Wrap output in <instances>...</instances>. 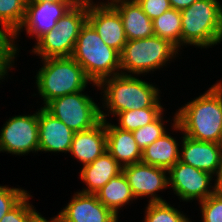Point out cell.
<instances>
[{"label":"cell","instance_id":"obj_35","mask_svg":"<svg viewBox=\"0 0 222 222\" xmlns=\"http://www.w3.org/2000/svg\"><path fill=\"white\" fill-rule=\"evenodd\" d=\"M214 177H216L215 183H214L215 193H217L219 196L222 197V168L219 170L217 175Z\"/></svg>","mask_w":222,"mask_h":222},{"label":"cell","instance_id":"obj_36","mask_svg":"<svg viewBox=\"0 0 222 222\" xmlns=\"http://www.w3.org/2000/svg\"><path fill=\"white\" fill-rule=\"evenodd\" d=\"M43 2H78V0H26V3H43Z\"/></svg>","mask_w":222,"mask_h":222},{"label":"cell","instance_id":"obj_10","mask_svg":"<svg viewBox=\"0 0 222 222\" xmlns=\"http://www.w3.org/2000/svg\"><path fill=\"white\" fill-rule=\"evenodd\" d=\"M168 175L169 187L183 201L201 202L215 192V186L210 185L215 178L213 175L181 161H177L168 170Z\"/></svg>","mask_w":222,"mask_h":222},{"label":"cell","instance_id":"obj_38","mask_svg":"<svg viewBox=\"0 0 222 222\" xmlns=\"http://www.w3.org/2000/svg\"><path fill=\"white\" fill-rule=\"evenodd\" d=\"M6 77L0 72V80L5 79Z\"/></svg>","mask_w":222,"mask_h":222},{"label":"cell","instance_id":"obj_2","mask_svg":"<svg viewBox=\"0 0 222 222\" xmlns=\"http://www.w3.org/2000/svg\"><path fill=\"white\" fill-rule=\"evenodd\" d=\"M98 88L103 93L102 107L117 116L120 112L147 107H162L159 88L135 75H115L103 79Z\"/></svg>","mask_w":222,"mask_h":222},{"label":"cell","instance_id":"obj_3","mask_svg":"<svg viewBox=\"0 0 222 222\" xmlns=\"http://www.w3.org/2000/svg\"><path fill=\"white\" fill-rule=\"evenodd\" d=\"M71 57L93 83L99 84L107 77L121 74L120 53L105 44L88 21L80 30Z\"/></svg>","mask_w":222,"mask_h":222},{"label":"cell","instance_id":"obj_11","mask_svg":"<svg viewBox=\"0 0 222 222\" xmlns=\"http://www.w3.org/2000/svg\"><path fill=\"white\" fill-rule=\"evenodd\" d=\"M77 4L78 2L26 3L24 20L19 29L12 35V46L15 56L19 53L15 40L19 37L23 28H25L27 35L35 36L36 41H38L54 28L59 19Z\"/></svg>","mask_w":222,"mask_h":222},{"label":"cell","instance_id":"obj_25","mask_svg":"<svg viewBox=\"0 0 222 222\" xmlns=\"http://www.w3.org/2000/svg\"><path fill=\"white\" fill-rule=\"evenodd\" d=\"M26 10V0H0V26L11 36L21 26Z\"/></svg>","mask_w":222,"mask_h":222},{"label":"cell","instance_id":"obj_37","mask_svg":"<svg viewBox=\"0 0 222 222\" xmlns=\"http://www.w3.org/2000/svg\"><path fill=\"white\" fill-rule=\"evenodd\" d=\"M115 0H108L107 3H112ZM78 3H82V4H93L95 2H93V0H78Z\"/></svg>","mask_w":222,"mask_h":222},{"label":"cell","instance_id":"obj_21","mask_svg":"<svg viewBox=\"0 0 222 222\" xmlns=\"http://www.w3.org/2000/svg\"><path fill=\"white\" fill-rule=\"evenodd\" d=\"M177 140L166 132L142 151L141 162L169 170L180 160Z\"/></svg>","mask_w":222,"mask_h":222},{"label":"cell","instance_id":"obj_22","mask_svg":"<svg viewBox=\"0 0 222 222\" xmlns=\"http://www.w3.org/2000/svg\"><path fill=\"white\" fill-rule=\"evenodd\" d=\"M96 196L98 200L117 217L118 210L121 207L129 204L130 201L134 199L136 200L123 172L113 177L96 193Z\"/></svg>","mask_w":222,"mask_h":222},{"label":"cell","instance_id":"obj_19","mask_svg":"<svg viewBox=\"0 0 222 222\" xmlns=\"http://www.w3.org/2000/svg\"><path fill=\"white\" fill-rule=\"evenodd\" d=\"M120 14L127 40L154 35L152 20L144 13L136 0H115L110 3Z\"/></svg>","mask_w":222,"mask_h":222},{"label":"cell","instance_id":"obj_14","mask_svg":"<svg viewBox=\"0 0 222 222\" xmlns=\"http://www.w3.org/2000/svg\"><path fill=\"white\" fill-rule=\"evenodd\" d=\"M58 214L61 222H118V217L106 208L96 194L76 192Z\"/></svg>","mask_w":222,"mask_h":222},{"label":"cell","instance_id":"obj_26","mask_svg":"<svg viewBox=\"0 0 222 222\" xmlns=\"http://www.w3.org/2000/svg\"><path fill=\"white\" fill-rule=\"evenodd\" d=\"M144 222H192L177 208L166 202L148 203Z\"/></svg>","mask_w":222,"mask_h":222},{"label":"cell","instance_id":"obj_32","mask_svg":"<svg viewBox=\"0 0 222 222\" xmlns=\"http://www.w3.org/2000/svg\"><path fill=\"white\" fill-rule=\"evenodd\" d=\"M144 13L154 20L171 8L169 0H136Z\"/></svg>","mask_w":222,"mask_h":222},{"label":"cell","instance_id":"obj_5","mask_svg":"<svg viewBox=\"0 0 222 222\" xmlns=\"http://www.w3.org/2000/svg\"><path fill=\"white\" fill-rule=\"evenodd\" d=\"M181 12V46L200 48L222 41V5L218 0H197Z\"/></svg>","mask_w":222,"mask_h":222},{"label":"cell","instance_id":"obj_18","mask_svg":"<svg viewBox=\"0 0 222 222\" xmlns=\"http://www.w3.org/2000/svg\"><path fill=\"white\" fill-rule=\"evenodd\" d=\"M106 146L105 120H101L88 130L74 133L69 153L85 166L107 151Z\"/></svg>","mask_w":222,"mask_h":222},{"label":"cell","instance_id":"obj_16","mask_svg":"<svg viewBox=\"0 0 222 222\" xmlns=\"http://www.w3.org/2000/svg\"><path fill=\"white\" fill-rule=\"evenodd\" d=\"M37 110L39 151L69 153L75 132L65 123L50 114L44 107H40V110Z\"/></svg>","mask_w":222,"mask_h":222},{"label":"cell","instance_id":"obj_30","mask_svg":"<svg viewBox=\"0 0 222 222\" xmlns=\"http://www.w3.org/2000/svg\"><path fill=\"white\" fill-rule=\"evenodd\" d=\"M201 205L203 222H222V197L213 193L204 201L199 202Z\"/></svg>","mask_w":222,"mask_h":222},{"label":"cell","instance_id":"obj_4","mask_svg":"<svg viewBox=\"0 0 222 222\" xmlns=\"http://www.w3.org/2000/svg\"><path fill=\"white\" fill-rule=\"evenodd\" d=\"M43 66L36 73V87L44 106L54 98L84 91L88 83L98 88L71 56L42 59ZM92 82V83H91Z\"/></svg>","mask_w":222,"mask_h":222},{"label":"cell","instance_id":"obj_12","mask_svg":"<svg viewBox=\"0 0 222 222\" xmlns=\"http://www.w3.org/2000/svg\"><path fill=\"white\" fill-rule=\"evenodd\" d=\"M134 197H149L148 203L166 202L158 191L169 187L168 170L142 162L122 167Z\"/></svg>","mask_w":222,"mask_h":222},{"label":"cell","instance_id":"obj_28","mask_svg":"<svg viewBox=\"0 0 222 222\" xmlns=\"http://www.w3.org/2000/svg\"><path fill=\"white\" fill-rule=\"evenodd\" d=\"M16 57L13 52L12 36L3 27H0V72L4 76H7L8 71L14 66Z\"/></svg>","mask_w":222,"mask_h":222},{"label":"cell","instance_id":"obj_7","mask_svg":"<svg viewBox=\"0 0 222 222\" xmlns=\"http://www.w3.org/2000/svg\"><path fill=\"white\" fill-rule=\"evenodd\" d=\"M87 15L88 4L78 3L72 7L54 28L36 42L32 52L38 54L40 59L72 56Z\"/></svg>","mask_w":222,"mask_h":222},{"label":"cell","instance_id":"obj_39","mask_svg":"<svg viewBox=\"0 0 222 222\" xmlns=\"http://www.w3.org/2000/svg\"><path fill=\"white\" fill-rule=\"evenodd\" d=\"M219 146H220L221 151H222V136H221V139H220V142H219Z\"/></svg>","mask_w":222,"mask_h":222},{"label":"cell","instance_id":"obj_31","mask_svg":"<svg viewBox=\"0 0 222 222\" xmlns=\"http://www.w3.org/2000/svg\"><path fill=\"white\" fill-rule=\"evenodd\" d=\"M30 197L32 195L28 193L14 208L4 215L0 222H28L36 212L35 206L29 203Z\"/></svg>","mask_w":222,"mask_h":222},{"label":"cell","instance_id":"obj_6","mask_svg":"<svg viewBox=\"0 0 222 222\" xmlns=\"http://www.w3.org/2000/svg\"><path fill=\"white\" fill-rule=\"evenodd\" d=\"M179 51L170 41L156 35L128 40L120 53L121 74L138 76L163 68Z\"/></svg>","mask_w":222,"mask_h":222},{"label":"cell","instance_id":"obj_33","mask_svg":"<svg viewBox=\"0 0 222 222\" xmlns=\"http://www.w3.org/2000/svg\"><path fill=\"white\" fill-rule=\"evenodd\" d=\"M195 1L197 0H169V3L171 8L181 11L189 7Z\"/></svg>","mask_w":222,"mask_h":222},{"label":"cell","instance_id":"obj_15","mask_svg":"<svg viewBox=\"0 0 222 222\" xmlns=\"http://www.w3.org/2000/svg\"><path fill=\"white\" fill-rule=\"evenodd\" d=\"M181 137L179 161L216 176L222 168V151L219 143L197 141L185 135Z\"/></svg>","mask_w":222,"mask_h":222},{"label":"cell","instance_id":"obj_27","mask_svg":"<svg viewBox=\"0 0 222 222\" xmlns=\"http://www.w3.org/2000/svg\"><path fill=\"white\" fill-rule=\"evenodd\" d=\"M163 115L162 113L152 123L132 131L133 137L142 151L167 132Z\"/></svg>","mask_w":222,"mask_h":222},{"label":"cell","instance_id":"obj_29","mask_svg":"<svg viewBox=\"0 0 222 222\" xmlns=\"http://www.w3.org/2000/svg\"><path fill=\"white\" fill-rule=\"evenodd\" d=\"M29 192L21 188L0 186V221L14 208Z\"/></svg>","mask_w":222,"mask_h":222},{"label":"cell","instance_id":"obj_1","mask_svg":"<svg viewBox=\"0 0 222 222\" xmlns=\"http://www.w3.org/2000/svg\"><path fill=\"white\" fill-rule=\"evenodd\" d=\"M173 121L172 129L191 139L219 143L222 136V81L183 105Z\"/></svg>","mask_w":222,"mask_h":222},{"label":"cell","instance_id":"obj_13","mask_svg":"<svg viewBox=\"0 0 222 222\" xmlns=\"http://www.w3.org/2000/svg\"><path fill=\"white\" fill-rule=\"evenodd\" d=\"M96 3L88 4L87 21L93 26L105 44L121 53L128 41L121 16L110 3Z\"/></svg>","mask_w":222,"mask_h":222},{"label":"cell","instance_id":"obj_17","mask_svg":"<svg viewBox=\"0 0 222 222\" xmlns=\"http://www.w3.org/2000/svg\"><path fill=\"white\" fill-rule=\"evenodd\" d=\"M109 114L101 110V119L105 120L107 146L109 154L122 166L140 163L142 150L138 147L131 131L118 128L107 121Z\"/></svg>","mask_w":222,"mask_h":222},{"label":"cell","instance_id":"obj_23","mask_svg":"<svg viewBox=\"0 0 222 222\" xmlns=\"http://www.w3.org/2000/svg\"><path fill=\"white\" fill-rule=\"evenodd\" d=\"M154 35L170 41L178 49L181 48V12L170 8L152 20Z\"/></svg>","mask_w":222,"mask_h":222},{"label":"cell","instance_id":"obj_8","mask_svg":"<svg viewBox=\"0 0 222 222\" xmlns=\"http://www.w3.org/2000/svg\"><path fill=\"white\" fill-rule=\"evenodd\" d=\"M82 92L84 91L54 98L43 107L72 131L88 130L102 120L101 107Z\"/></svg>","mask_w":222,"mask_h":222},{"label":"cell","instance_id":"obj_9","mask_svg":"<svg viewBox=\"0 0 222 222\" xmlns=\"http://www.w3.org/2000/svg\"><path fill=\"white\" fill-rule=\"evenodd\" d=\"M38 111L9 118L0 131V152L27 155L39 152Z\"/></svg>","mask_w":222,"mask_h":222},{"label":"cell","instance_id":"obj_20","mask_svg":"<svg viewBox=\"0 0 222 222\" xmlns=\"http://www.w3.org/2000/svg\"><path fill=\"white\" fill-rule=\"evenodd\" d=\"M122 172V166L105 151L92 163L81 168L80 179L86 184L82 193L96 194L113 177Z\"/></svg>","mask_w":222,"mask_h":222},{"label":"cell","instance_id":"obj_34","mask_svg":"<svg viewBox=\"0 0 222 222\" xmlns=\"http://www.w3.org/2000/svg\"><path fill=\"white\" fill-rule=\"evenodd\" d=\"M28 222H61V219L58 214L57 216L50 218V220H47L37 211L30 217Z\"/></svg>","mask_w":222,"mask_h":222},{"label":"cell","instance_id":"obj_24","mask_svg":"<svg viewBox=\"0 0 222 222\" xmlns=\"http://www.w3.org/2000/svg\"><path fill=\"white\" fill-rule=\"evenodd\" d=\"M163 107H147L120 112L116 117L122 130L134 131L155 121L164 111Z\"/></svg>","mask_w":222,"mask_h":222}]
</instances>
